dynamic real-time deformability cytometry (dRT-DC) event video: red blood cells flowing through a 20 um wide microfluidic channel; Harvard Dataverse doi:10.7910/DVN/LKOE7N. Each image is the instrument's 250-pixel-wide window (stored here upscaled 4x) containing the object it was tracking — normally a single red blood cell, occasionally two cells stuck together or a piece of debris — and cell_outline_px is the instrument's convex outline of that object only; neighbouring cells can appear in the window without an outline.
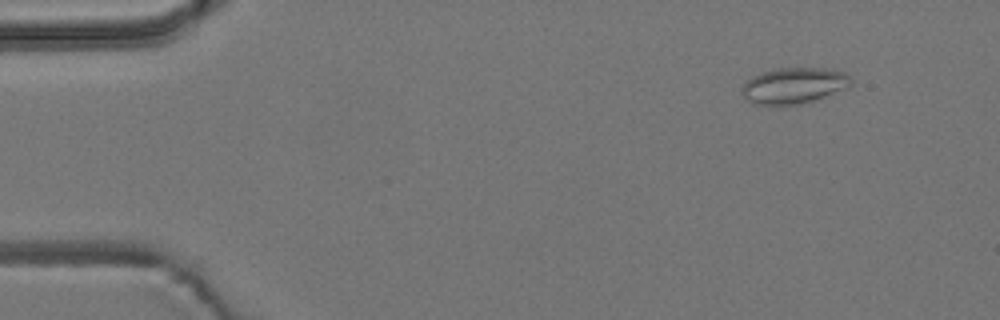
{"species": "common noctule bat (a hibernating species)", "species_latin": "Nyctalus noctula", "temperature_condition": "room temperature", "stored_images_in_passage": 4, "camera_frame_rate_fps": 3000, "um_per_image_px": 0.085, "animal": {"sex": "male", "body_mass_g": 19.2, "forearm_length_mm": 51.8}, "frame": {"image": 1, "passage_image": 1, "time_ms": 0.0, "image_size_px": [1000, 320], "cell_outline_px": [[852, 84], [844, 88], [824, 96], [812, 100], [780, 108], [776, 108], [752, 104], [740, 92], [740, 88], [752, 76], [776, 68], [832, 68], [844, 72], [852, 80]], "centroid_in_image_um": [67.41, 7.3], "position_along_channel_um": 17.6, "area_um2": 23.24}}